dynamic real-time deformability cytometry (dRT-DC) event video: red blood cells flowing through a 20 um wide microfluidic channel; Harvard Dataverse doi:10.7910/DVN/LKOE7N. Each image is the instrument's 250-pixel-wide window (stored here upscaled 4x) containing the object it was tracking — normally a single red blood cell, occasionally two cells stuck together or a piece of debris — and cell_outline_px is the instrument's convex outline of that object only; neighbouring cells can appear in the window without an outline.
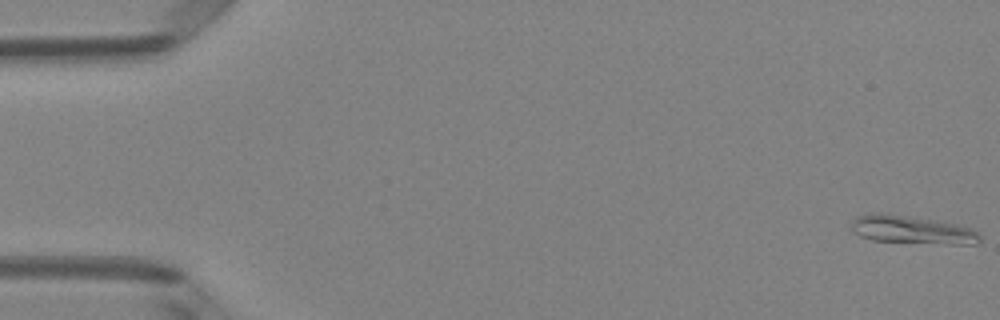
{"species": "Egyptian fruit bat (a non-hibernating species)", "species_latin": "Rousettus aegyptiacus", "temperature_condition": "room temperature", "stored_images_in_passage": 50, "camera_frame_rate_fps": 3000, "um_per_image_px": 0.085, "animal": {"sex": "female"}, "frame": {"image": 1, "passage_image": 1, "time_ms": 0.0, "image_size_px": [1000, 320], "cell_outline_px": [[980, 240], [976, 244], [952, 244], [872, 240], [860, 236], [852, 228], [852, 220], [856, 216], [872, 212], [880, 212], [936, 220], [960, 224], [972, 228], [980, 236]], "centroid_in_image_um": [77.53, 19.51], "position_along_channel_um": 7.5, "area_um2": 21.04}}
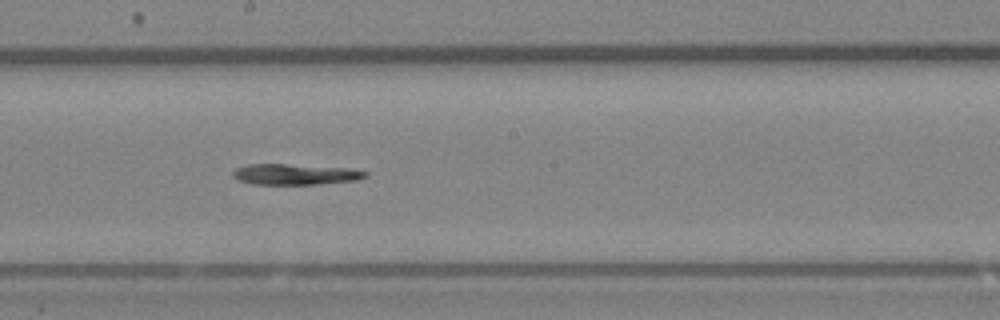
{"frame": {"image": 2, "passage_image": 28, "time_ms": 9.0, "image_size_px": [1000, 320], "cell_outline_px": [[368, 176], [356, 180], [316, 184], [252, 184], [240, 180], [232, 176], [232, 172], [236, 168], [248, 164], [284, 164], [348, 168], [368, 172]], "centroid_in_image_um": [25.08, 14.81], "position_along_channel_um": 223.1, "area_um2": 15.9}}
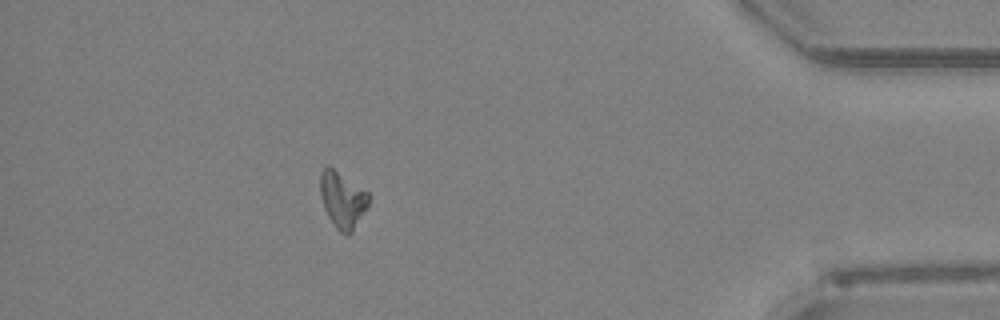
{"frame": {"image": 3, "passage_image": 45, "time_ms": 14.667, "image_size_px": [1000, 320], "cell_outline_px": [[368, 208], [352, 232], [348, 236], [344, 236], [336, 228], [328, 216], [324, 208], [320, 196], [320, 172], [328, 164], [368, 192]], "centroid_in_image_um": [29.1, 16.99], "position_along_channel_um": 406.1, "area_um2": 16.07}}